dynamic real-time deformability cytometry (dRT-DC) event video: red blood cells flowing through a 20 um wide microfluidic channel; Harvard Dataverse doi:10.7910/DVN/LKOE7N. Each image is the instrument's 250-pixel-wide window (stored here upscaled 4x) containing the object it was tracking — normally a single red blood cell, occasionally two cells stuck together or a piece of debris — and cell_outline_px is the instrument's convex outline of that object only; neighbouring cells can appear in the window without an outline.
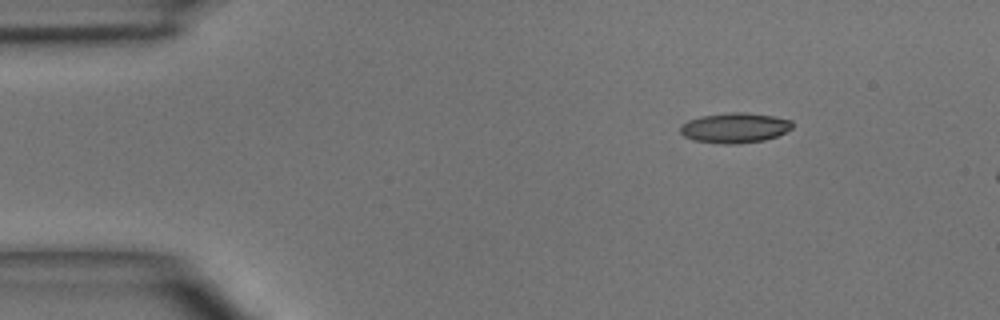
{"species": "common noctule bat (a hibernating species)", "species_latin": "Nyctalus noctula", "temperature_condition": "room temperature", "stored_images_in_passage": 3, "camera_frame_rate_fps": 3000, "um_per_image_px": 0.085, "animal": {"sex": "male", "body_mass_g": 15.6}, "frame": {"image": 1, "passage_image": 1, "time_ms": 0.0, "image_size_px": [1000, 320], "cell_outline_px": [[792, 128], [776, 136], [764, 140], [736, 144], [724, 144], [692, 140], [684, 136], [680, 132], [680, 124], [688, 120], [700, 116], [732, 112], [744, 112], [772, 116], [792, 120]], "centroid_in_image_um": [62.42, 10.86], "position_along_channel_um": 22.6, "area_um2": 19.65}}